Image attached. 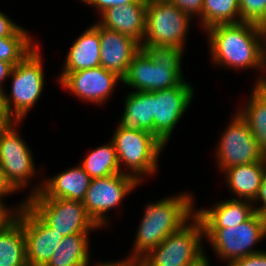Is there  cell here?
Wrapping results in <instances>:
<instances>
[{
	"instance_id": "cell-25",
	"label": "cell",
	"mask_w": 266,
	"mask_h": 266,
	"mask_svg": "<svg viewBox=\"0 0 266 266\" xmlns=\"http://www.w3.org/2000/svg\"><path fill=\"white\" fill-rule=\"evenodd\" d=\"M251 91L244 108L237 111L247 122L261 152L266 157V92L255 84Z\"/></svg>"
},
{
	"instance_id": "cell-38",
	"label": "cell",
	"mask_w": 266,
	"mask_h": 266,
	"mask_svg": "<svg viewBox=\"0 0 266 266\" xmlns=\"http://www.w3.org/2000/svg\"><path fill=\"white\" fill-rule=\"evenodd\" d=\"M264 72H266V59H264ZM265 76L263 75V77H259V79L256 81L255 85H258L263 91L266 92V78H265Z\"/></svg>"
},
{
	"instance_id": "cell-41",
	"label": "cell",
	"mask_w": 266,
	"mask_h": 266,
	"mask_svg": "<svg viewBox=\"0 0 266 266\" xmlns=\"http://www.w3.org/2000/svg\"><path fill=\"white\" fill-rule=\"evenodd\" d=\"M263 32L264 59H266V24L261 26Z\"/></svg>"
},
{
	"instance_id": "cell-6",
	"label": "cell",
	"mask_w": 266,
	"mask_h": 266,
	"mask_svg": "<svg viewBox=\"0 0 266 266\" xmlns=\"http://www.w3.org/2000/svg\"><path fill=\"white\" fill-rule=\"evenodd\" d=\"M38 46L39 44L13 66L9 75L12 77L11 95L6 94L5 91L1 94L9 115L21 123L40 98L45 84L42 57Z\"/></svg>"
},
{
	"instance_id": "cell-15",
	"label": "cell",
	"mask_w": 266,
	"mask_h": 266,
	"mask_svg": "<svg viewBox=\"0 0 266 266\" xmlns=\"http://www.w3.org/2000/svg\"><path fill=\"white\" fill-rule=\"evenodd\" d=\"M122 78L101 66L68 73L59 84L78 99L103 105Z\"/></svg>"
},
{
	"instance_id": "cell-17",
	"label": "cell",
	"mask_w": 266,
	"mask_h": 266,
	"mask_svg": "<svg viewBox=\"0 0 266 266\" xmlns=\"http://www.w3.org/2000/svg\"><path fill=\"white\" fill-rule=\"evenodd\" d=\"M92 178L81 165L67 169L51 179L38 183L30 191L28 198H59L81 201L90 186Z\"/></svg>"
},
{
	"instance_id": "cell-14",
	"label": "cell",
	"mask_w": 266,
	"mask_h": 266,
	"mask_svg": "<svg viewBox=\"0 0 266 266\" xmlns=\"http://www.w3.org/2000/svg\"><path fill=\"white\" fill-rule=\"evenodd\" d=\"M13 216L23 227L27 265L46 266L64 237L49 227L27 204Z\"/></svg>"
},
{
	"instance_id": "cell-2",
	"label": "cell",
	"mask_w": 266,
	"mask_h": 266,
	"mask_svg": "<svg viewBox=\"0 0 266 266\" xmlns=\"http://www.w3.org/2000/svg\"><path fill=\"white\" fill-rule=\"evenodd\" d=\"M193 202L189 193H180L149 203L137 229L132 254L122 262H138L167 236L190 222L196 215Z\"/></svg>"
},
{
	"instance_id": "cell-20",
	"label": "cell",
	"mask_w": 266,
	"mask_h": 266,
	"mask_svg": "<svg viewBox=\"0 0 266 266\" xmlns=\"http://www.w3.org/2000/svg\"><path fill=\"white\" fill-rule=\"evenodd\" d=\"M100 49L99 31L91 25L68 50L58 82L68 73L100 66Z\"/></svg>"
},
{
	"instance_id": "cell-10",
	"label": "cell",
	"mask_w": 266,
	"mask_h": 266,
	"mask_svg": "<svg viewBox=\"0 0 266 266\" xmlns=\"http://www.w3.org/2000/svg\"><path fill=\"white\" fill-rule=\"evenodd\" d=\"M139 185L134 177L126 173L92 179L83 199L88 216L99 228H105L109 223L106 213L117 207Z\"/></svg>"
},
{
	"instance_id": "cell-40",
	"label": "cell",
	"mask_w": 266,
	"mask_h": 266,
	"mask_svg": "<svg viewBox=\"0 0 266 266\" xmlns=\"http://www.w3.org/2000/svg\"><path fill=\"white\" fill-rule=\"evenodd\" d=\"M11 216V214L8 212V211H6V210H4V209H2V208H0V226L9 218Z\"/></svg>"
},
{
	"instance_id": "cell-35",
	"label": "cell",
	"mask_w": 266,
	"mask_h": 266,
	"mask_svg": "<svg viewBox=\"0 0 266 266\" xmlns=\"http://www.w3.org/2000/svg\"><path fill=\"white\" fill-rule=\"evenodd\" d=\"M15 120L9 115L6 105L0 94V132L9 127Z\"/></svg>"
},
{
	"instance_id": "cell-33",
	"label": "cell",
	"mask_w": 266,
	"mask_h": 266,
	"mask_svg": "<svg viewBox=\"0 0 266 266\" xmlns=\"http://www.w3.org/2000/svg\"><path fill=\"white\" fill-rule=\"evenodd\" d=\"M80 1L89 6L95 7V9L99 11L100 13L99 15H101L109 8L134 3L137 2L138 0H80Z\"/></svg>"
},
{
	"instance_id": "cell-23",
	"label": "cell",
	"mask_w": 266,
	"mask_h": 266,
	"mask_svg": "<svg viewBox=\"0 0 266 266\" xmlns=\"http://www.w3.org/2000/svg\"><path fill=\"white\" fill-rule=\"evenodd\" d=\"M0 266H28L23 227L13 215L0 226Z\"/></svg>"
},
{
	"instance_id": "cell-31",
	"label": "cell",
	"mask_w": 266,
	"mask_h": 266,
	"mask_svg": "<svg viewBox=\"0 0 266 266\" xmlns=\"http://www.w3.org/2000/svg\"><path fill=\"white\" fill-rule=\"evenodd\" d=\"M173 5L177 6L182 12L189 17L199 16L202 24V8L204 0H168Z\"/></svg>"
},
{
	"instance_id": "cell-4",
	"label": "cell",
	"mask_w": 266,
	"mask_h": 266,
	"mask_svg": "<svg viewBox=\"0 0 266 266\" xmlns=\"http://www.w3.org/2000/svg\"><path fill=\"white\" fill-rule=\"evenodd\" d=\"M204 228L195 215L175 233L167 236L137 263L141 266H197L205 260Z\"/></svg>"
},
{
	"instance_id": "cell-9",
	"label": "cell",
	"mask_w": 266,
	"mask_h": 266,
	"mask_svg": "<svg viewBox=\"0 0 266 266\" xmlns=\"http://www.w3.org/2000/svg\"><path fill=\"white\" fill-rule=\"evenodd\" d=\"M26 204L63 237L90 233L99 227L88 216L81 201L59 198H26Z\"/></svg>"
},
{
	"instance_id": "cell-22",
	"label": "cell",
	"mask_w": 266,
	"mask_h": 266,
	"mask_svg": "<svg viewBox=\"0 0 266 266\" xmlns=\"http://www.w3.org/2000/svg\"><path fill=\"white\" fill-rule=\"evenodd\" d=\"M120 127L154 134L153 92H130L124 99Z\"/></svg>"
},
{
	"instance_id": "cell-39",
	"label": "cell",
	"mask_w": 266,
	"mask_h": 266,
	"mask_svg": "<svg viewBox=\"0 0 266 266\" xmlns=\"http://www.w3.org/2000/svg\"><path fill=\"white\" fill-rule=\"evenodd\" d=\"M95 266H127V262H122L121 260L114 262L109 261V262L98 263Z\"/></svg>"
},
{
	"instance_id": "cell-26",
	"label": "cell",
	"mask_w": 266,
	"mask_h": 266,
	"mask_svg": "<svg viewBox=\"0 0 266 266\" xmlns=\"http://www.w3.org/2000/svg\"><path fill=\"white\" fill-rule=\"evenodd\" d=\"M80 165L92 179L121 173L112 140L88 153Z\"/></svg>"
},
{
	"instance_id": "cell-27",
	"label": "cell",
	"mask_w": 266,
	"mask_h": 266,
	"mask_svg": "<svg viewBox=\"0 0 266 266\" xmlns=\"http://www.w3.org/2000/svg\"><path fill=\"white\" fill-rule=\"evenodd\" d=\"M240 22L239 0H204L202 8V27Z\"/></svg>"
},
{
	"instance_id": "cell-19",
	"label": "cell",
	"mask_w": 266,
	"mask_h": 266,
	"mask_svg": "<svg viewBox=\"0 0 266 266\" xmlns=\"http://www.w3.org/2000/svg\"><path fill=\"white\" fill-rule=\"evenodd\" d=\"M195 211L203 223V228L238 226L256 212L252 201L232 198L217 202L210 209L202 208Z\"/></svg>"
},
{
	"instance_id": "cell-30",
	"label": "cell",
	"mask_w": 266,
	"mask_h": 266,
	"mask_svg": "<svg viewBox=\"0 0 266 266\" xmlns=\"http://www.w3.org/2000/svg\"><path fill=\"white\" fill-rule=\"evenodd\" d=\"M15 192H17V191L7 181V178L4 174V171H3L2 167L0 166V208L8 211L11 215L16 214L26 204V199H25V200H23V202L21 201V203L19 205H17V207H15V210H13L14 208L8 209L11 207H6V205L3 201V198L5 196L7 197V195L15 193Z\"/></svg>"
},
{
	"instance_id": "cell-21",
	"label": "cell",
	"mask_w": 266,
	"mask_h": 266,
	"mask_svg": "<svg viewBox=\"0 0 266 266\" xmlns=\"http://www.w3.org/2000/svg\"><path fill=\"white\" fill-rule=\"evenodd\" d=\"M223 174L229 191L234 194L232 199L253 202L259 193L262 180L266 176V160L233 166L225 169Z\"/></svg>"
},
{
	"instance_id": "cell-18",
	"label": "cell",
	"mask_w": 266,
	"mask_h": 266,
	"mask_svg": "<svg viewBox=\"0 0 266 266\" xmlns=\"http://www.w3.org/2000/svg\"><path fill=\"white\" fill-rule=\"evenodd\" d=\"M146 7L145 0L115 6L103 12L98 23L107 29L128 35L141 45L146 31Z\"/></svg>"
},
{
	"instance_id": "cell-43",
	"label": "cell",
	"mask_w": 266,
	"mask_h": 266,
	"mask_svg": "<svg viewBox=\"0 0 266 266\" xmlns=\"http://www.w3.org/2000/svg\"><path fill=\"white\" fill-rule=\"evenodd\" d=\"M127 266H141V265L137 262H127Z\"/></svg>"
},
{
	"instance_id": "cell-44",
	"label": "cell",
	"mask_w": 266,
	"mask_h": 266,
	"mask_svg": "<svg viewBox=\"0 0 266 266\" xmlns=\"http://www.w3.org/2000/svg\"><path fill=\"white\" fill-rule=\"evenodd\" d=\"M147 3H149V2H152V1H156V0H145Z\"/></svg>"
},
{
	"instance_id": "cell-29",
	"label": "cell",
	"mask_w": 266,
	"mask_h": 266,
	"mask_svg": "<svg viewBox=\"0 0 266 266\" xmlns=\"http://www.w3.org/2000/svg\"><path fill=\"white\" fill-rule=\"evenodd\" d=\"M240 22L266 24V0H239Z\"/></svg>"
},
{
	"instance_id": "cell-8",
	"label": "cell",
	"mask_w": 266,
	"mask_h": 266,
	"mask_svg": "<svg viewBox=\"0 0 266 266\" xmlns=\"http://www.w3.org/2000/svg\"><path fill=\"white\" fill-rule=\"evenodd\" d=\"M191 19L168 0L147 3L146 31L142 44L184 49Z\"/></svg>"
},
{
	"instance_id": "cell-5",
	"label": "cell",
	"mask_w": 266,
	"mask_h": 266,
	"mask_svg": "<svg viewBox=\"0 0 266 266\" xmlns=\"http://www.w3.org/2000/svg\"><path fill=\"white\" fill-rule=\"evenodd\" d=\"M111 140L115 145L121 173L134 177L139 183L144 182L143 175L156 173L158 157L164 145L154 134L117 125ZM122 164L129 172L122 168Z\"/></svg>"
},
{
	"instance_id": "cell-36",
	"label": "cell",
	"mask_w": 266,
	"mask_h": 266,
	"mask_svg": "<svg viewBox=\"0 0 266 266\" xmlns=\"http://www.w3.org/2000/svg\"><path fill=\"white\" fill-rule=\"evenodd\" d=\"M261 202V205H258L260 207H257L255 204ZM253 205L256 211H260L266 214V176L263 178L259 193L256 197V199L253 201Z\"/></svg>"
},
{
	"instance_id": "cell-7",
	"label": "cell",
	"mask_w": 266,
	"mask_h": 266,
	"mask_svg": "<svg viewBox=\"0 0 266 266\" xmlns=\"http://www.w3.org/2000/svg\"><path fill=\"white\" fill-rule=\"evenodd\" d=\"M204 237L222 260L230 263L261 252L253 249L266 237V214L256 211L247 221L226 228H204Z\"/></svg>"
},
{
	"instance_id": "cell-28",
	"label": "cell",
	"mask_w": 266,
	"mask_h": 266,
	"mask_svg": "<svg viewBox=\"0 0 266 266\" xmlns=\"http://www.w3.org/2000/svg\"><path fill=\"white\" fill-rule=\"evenodd\" d=\"M32 40L23 27H20L12 36L0 38V60L15 66L38 45Z\"/></svg>"
},
{
	"instance_id": "cell-13",
	"label": "cell",
	"mask_w": 266,
	"mask_h": 266,
	"mask_svg": "<svg viewBox=\"0 0 266 266\" xmlns=\"http://www.w3.org/2000/svg\"><path fill=\"white\" fill-rule=\"evenodd\" d=\"M193 96L194 89L186 80L177 87L153 91L154 135L165 147Z\"/></svg>"
},
{
	"instance_id": "cell-16",
	"label": "cell",
	"mask_w": 266,
	"mask_h": 266,
	"mask_svg": "<svg viewBox=\"0 0 266 266\" xmlns=\"http://www.w3.org/2000/svg\"><path fill=\"white\" fill-rule=\"evenodd\" d=\"M93 26L100 34V66L123 78L133 56L141 49L140 44L128 35L107 29L98 22Z\"/></svg>"
},
{
	"instance_id": "cell-37",
	"label": "cell",
	"mask_w": 266,
	"mask_h": 266,
	"mask_svg": "<svg viewBox=\"0 0 266 266\" xmlns=\"http://www.w3.org/2000/svg\"><path fill=\"white\" fill-rule=\"evenodd\" d=\"M12 68L10 63L0 60V94L4 92V80L9 77Z\"/></svg>"
},
{
	"instance_id": "cell-3",
	"label": "cell",
	"mask_w": 266,
	"mask_h": 266,
	"mask_svg": "<svg viewBox=\"0 0 266 266\" xmlns=\"http://www.w3.org/2000/svg\"><path fill=\"white\" fill-rule=\"evenodd\" d=\"M141 49L133 56L122 83L134 92H153L181 85L183 49L141 44Z\"/></svg>"
},
{
	"instance_id": "cell-11",
	"label": "cell",
	"mask_w": 266,
	"mask_h": 266,
	"mask_svg": "<svg viewBox=\"0 0 266 266\" xmlns=\"http://www.w3.org/2000/svg\"><path fill=\"white\" fill-rule=\"evenodd\" d=\"M234 115L215 149L221 172L233 166L266 160L245 119L238 111Z\"/></svg>"
},
{
	"instance_id": "cell-12",
	"label": "cell",
	"mask_w": 266,
	"mask_h": 266,
	"mask_svg": "<svg viewBox=\"0 0 266 266\" xmlns=\"http://www.w3.org/2000/svg\"><path fill=\"white\" fill-rule=\"evenodd\" d=\"M20 121H14L0 132V166L7 181L16 190L26 188L36 174L34 157L17 129Z\"/></svg>"
},
{
	"instance_id": "cell-32",
	"label": "cell",
	"mask_w": 266,
	"mask_h": 266,
	"mask_svg": "<svg viewBox=\"0 0 266 266\" xmlns=\"http://www.w3.org/2000/svg\"><path fill=\"white\" fill-rule=\"evenodd\" d=\"M227 266H266V251H261L228 263Z\"/></svg>"
},
{
	"instance_id": "cell-24",
	"label": "cell",
	"mask_w": 266,
	"mask_h": 266,
	"mask_svg": "<svg viewBox=\"0 0 266 266\" xmlns=\"http://www.w3.org/2000/svg\"><path fill=\"white\" fill-rule=\"evenodd\" d=\"M89 233L65 236L46 266H90Z\"/></svg>"
},
{
	"instance_id": "cell-1",
	"label": "cell",
	"mask_w": 266,
	"mask_h": 266,
	"mask_svg": "<svg viewBox=\"0 0 266 266\" xmlns=\"http://www.w3.org/2000/svg\"><path fill=\"white\" fill-rule=\"evenodd\" d=\"M212 64L231 69L264 70L263 32L260 25L239 22L206 30Z\"/></svg>"
},
{
	"instance_id": "cell-34",
	"label": "cell",
	"mask_w": 266,
	"mask_h": 266,
	"mask_svg": "<svg viewBox=\"0 0 266 266\" xmlns=\"http://www.w3.org/2000/svg\"><path fill=\"white\" fill-rule=\"evenodd\" d=\"M21 26L0 11V38L12 36Z\"/></svg>"
},
{
	"instance_id": "cell-42",
	"label": "cell",
	"mask_w": 266,
	"mask_h": 266,
	"mask_svg": "<svg viewBox=\"0 0 266 266\" xmlns=\"http://www.w3.org/2000/svg\"><path fill=\"white\" fill-rule=\"evenodd\" d=\"M197 266H211L209 265V261H208V258L207 256H205V260L202 261L200 264H198Z\"/></svg>"
}]
</instances>
